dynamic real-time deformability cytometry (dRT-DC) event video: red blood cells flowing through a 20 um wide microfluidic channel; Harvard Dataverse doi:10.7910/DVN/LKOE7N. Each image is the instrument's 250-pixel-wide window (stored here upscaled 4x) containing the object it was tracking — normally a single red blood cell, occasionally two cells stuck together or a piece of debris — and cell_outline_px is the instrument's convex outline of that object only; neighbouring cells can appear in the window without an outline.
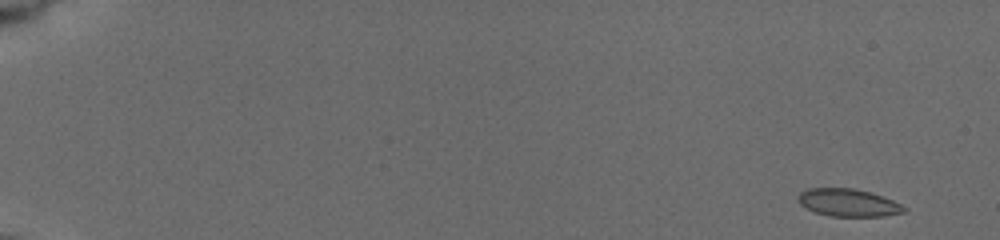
{"species": "common noctule bat (a hibernating species)", "species_latin": "Nyctalus noctula", "temperature_condition": "cold", "stored_images_in_passage": 44, "camera_frame_rate_fps": 3000, "um_per_image_px": 0.085, "animal": {"sex": "female", "body_mass_g": 19.5, "forearm_length_mm": 54.1}, "frame": {"image": 1, "passage_image": 1, "time_ms": 0.0, "image_size_px": [1000, 240], "cell_outline_px": [[908, 212], [884, 216], [828, 216], [816, 212], [800, 204], [796, 200], [796, 196], [800, 192], [808, 188], [856, 188], [872, 192], [892, 200], [908, 208]], "centroid_in_image_um": [72.11, 17.22], "position_along_channel_um": 12.9, "area_um2": 17.28}}
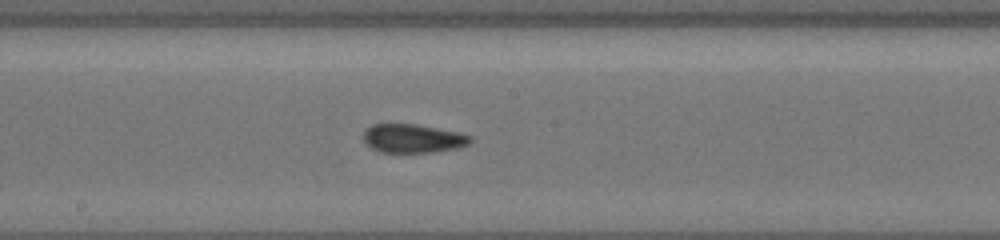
{"frame": {"image": 2, "passage_image": 26, "time_ms": 10.0, "image_size_px": [1000, 240], "cell_outline_px": [[472, 140], [468, 144], [456, 148], [436, 152], [380, 152], [364, 144], [364, 132], [372, 124], [416, 124], [456, 132], [472, 136]], "centroid_in_image_um": [35.07, 11.77], "position_along_channel_um": 213.1, "area_um2": 17.74}}
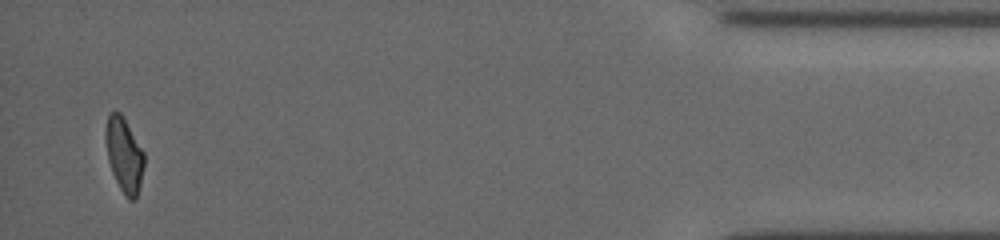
{"frame": {"image": 3, "passage_image": 44, "time_ms": 17.333, "image_size_px": [1000, 240], "cell_outline_px": [[144, 164], [140, 184], [136, 200], [128, 200], [124, 196], [112, 172], [108, 160], [104, 136], [104, 132], [108, 116], [112, 112], [120, 112], [144, 152]], "centroid_in_image_um": [10.54, 13.19], "position_along_channel_um": 424.7, "area_um2": 16.65}, "authors_computed_cell_mechanics": {"area_um2": 17.34, "velocity_mm_per_s": 3.7657, "shape_relaxation_time_tau1_ms": 8.3673, "shape_relaxation_time_tau2_ms": 2.0062, "deformation_change_tau1": 0.179, "deformation_change_tau2": 0.0793}}